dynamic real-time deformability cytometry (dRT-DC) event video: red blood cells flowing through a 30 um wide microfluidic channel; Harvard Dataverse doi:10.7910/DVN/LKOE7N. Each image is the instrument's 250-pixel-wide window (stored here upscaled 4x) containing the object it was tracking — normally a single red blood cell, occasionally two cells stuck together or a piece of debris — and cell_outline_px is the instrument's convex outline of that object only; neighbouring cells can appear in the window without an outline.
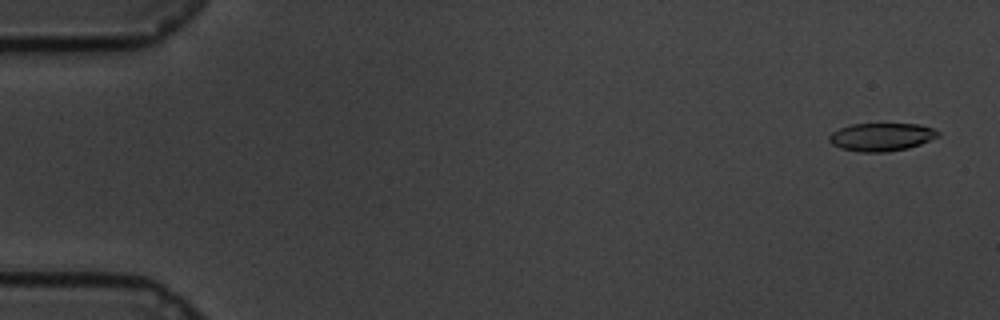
{"species": "common noctule bat (a hibernating species)", "species_latin": "Nyctalus noctula", "temperature_condition": "cold", "stored_images_in_passage": 61, "camera_frame_rate_fps": 3000, "um_per_image_px": 0.085, "animal": {"sex": "male", "body_mass_g": 19.5, "forearm_length_mm": 54.6}, "frame": {"image": 1, "passage_image": 3, "time_ms": 0.667, "image_size_px": [1000, 320], "cell_outline_px": [[940, 136], [920, 144], [908, 148], [888, 152], [860, 152], [840, 148], [832, 144], [828, 140], [828, 136], [832, 132], [840, 128], [852, 124], [920, 124], [932, 128], [940, 132]], "centroid_in_image_um": [74.92, 11.64], "position_along_channel_um": 10.1, "area_um2": 17.86}}
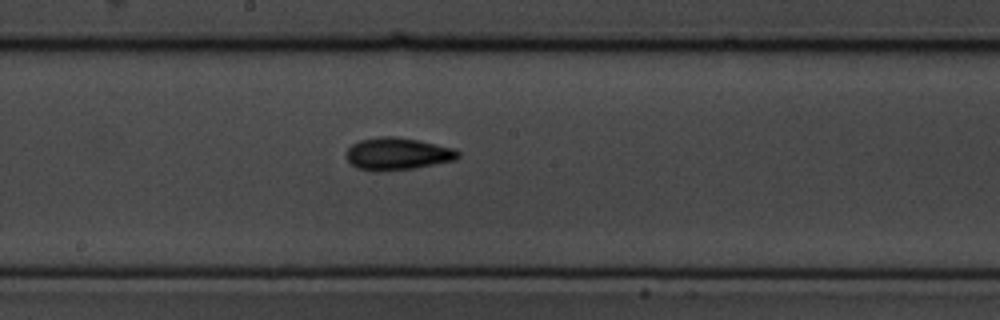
{"frame": {"image": 2, "passage_image": 33, "time_ms": 10.667, "image_size_px": [1000, 320], "cell_outline_px": [[460, 156], [456, 160], [412, 168], [380, 172], [376, 172], [356, 168], [348, 160], [348, 148], [352, 144], [360, 140], [380, 136], [396, 136], [436, 144], [452, 148], [460, 152]], "centroid_in_image_um": [33.78, 13.08], "position_along_channel_um": 214.4, "area_um2": 20.92}}
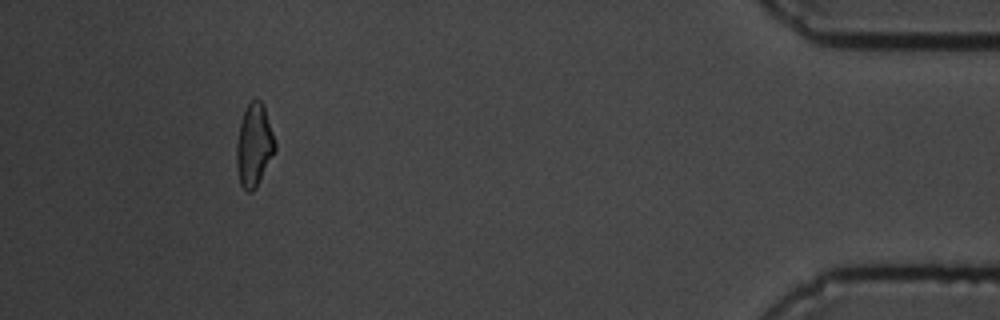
{"frame": {"image": 3, "passage_image": 56, "time_ms": 18.333, "image_size_px": [1000, 320], "cell_outline_px": [[276, 148], [256, 188], [252, 192], [248, 192], [240, 184], [236, 164], [236, 144], [240, 124], [244, 112], [248, 104], [252, 100], [260, 100], [264, 104], [276, 144]], "centroid_in_image_um": [21.59, 12.35], "position_along_channel_um": 413.6, "area_um2": 18.38}, "authors_computed_cell_mechanics": {"area_um2": 18.9006, "velocity_mm_per_s": 3.3751, "shape_relaxation_time_tau1_ms": 3.8232, "shape_relaxation_time_tau2_ms": 2.955, "deformation_change_tau1": 0.1445, "deformation_change_tau2": 0.1016}}